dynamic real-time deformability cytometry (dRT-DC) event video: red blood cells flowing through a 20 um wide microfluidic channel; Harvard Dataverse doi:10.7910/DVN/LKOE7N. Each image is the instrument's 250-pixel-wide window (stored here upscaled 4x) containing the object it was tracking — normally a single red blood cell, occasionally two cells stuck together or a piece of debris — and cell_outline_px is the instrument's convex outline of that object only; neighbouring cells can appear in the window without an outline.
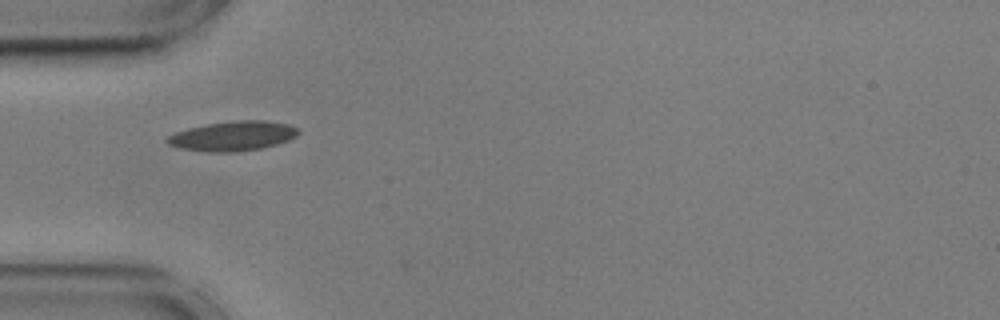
{"species": "common noctule bat (a hibernating species)", "species_latin": "Nyctalus noctula", "temperature_condition": "cold", "stored_images_in_passage": 29, "camera_frame_rate_fps": 3000, "um_per_image_px": 0.085, "animal": {"sex": "male", "body_mass_g": 17.9, "forearm_length_mm": 54.2}, "frame": {"image": 1, "passage_image": 1, "time_ms": 0.0, "image_size_px": [1000, 320], "cell_outline_px": [[300, 132], [296, 136], [288, 140], [276, 144], [260, 148], [236, 152], [208, 152], [180, 148], [168, 144], [164, 140], [168, 136], [176, 132], [188, 128], [208, 124], [236, 120], [264, 120], [288, 124], [300, 128]], "centroid_in_image_um": [19.8, 11.56], "position_along_channel_um": 65.2, "area_um2": 22.66}}
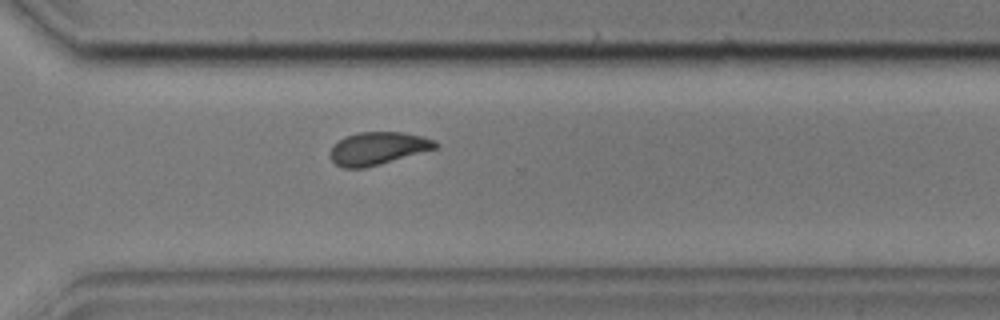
{"frame": {"image": 2, "passage_image": 24, "time_ms": 7.667, "image_size_px": [1000, 320], "cell_outline_px": [[440, 144], [436, 148], [380, 164], [364, 168], [344, 168], [336, 164], [328, 156], [328, 152], [332, 144], [348, 136], [360, 132], [404, 132], [424, 136], [436, 140]], "centroid_in_image_um": [32.11, 12.61], "position_along_channel_um": 338.5, "area_um2": 20.17}}